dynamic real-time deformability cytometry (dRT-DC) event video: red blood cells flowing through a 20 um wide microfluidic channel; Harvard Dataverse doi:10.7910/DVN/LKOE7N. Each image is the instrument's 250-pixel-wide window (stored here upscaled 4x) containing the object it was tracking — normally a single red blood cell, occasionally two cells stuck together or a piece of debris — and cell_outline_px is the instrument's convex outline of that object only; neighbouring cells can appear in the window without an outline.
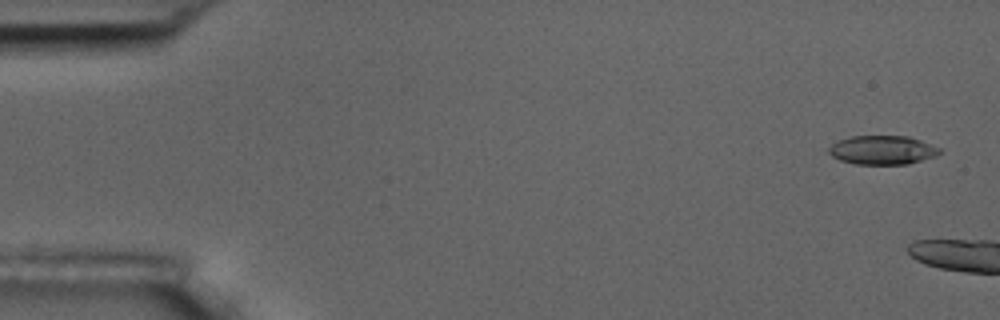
{"species": "common noctule bat (a hibernating species)", "species_latin": "Nyctalus noctula", "temperature_condition": "room temperature", "stored_images_in_passage": 2, "camera_frame_rate_fps": 3000, "um_per_image_px": 0.085, "animal": {"sex": "male", "body_mass_g": 17.5, "forearm_length_mm": 52.3}, "frame": {"image": 1, "passage_image": 1, "time_ms": 0.0, "image_size_px": [1000, 320], "cell_outline_px": [[940, 152], [936, 156], [908, 164], [852, 164], [840, 160], [832, 156], [828, 152], [828, 148], [832, 144], [840, 140], [852, 136], [908, 136], [920, 140], [940, 148]], "centroid_in_image_um": [74.99, 12.76], "position_along_channel_um": 10.0, "area_um2": 18.61}}